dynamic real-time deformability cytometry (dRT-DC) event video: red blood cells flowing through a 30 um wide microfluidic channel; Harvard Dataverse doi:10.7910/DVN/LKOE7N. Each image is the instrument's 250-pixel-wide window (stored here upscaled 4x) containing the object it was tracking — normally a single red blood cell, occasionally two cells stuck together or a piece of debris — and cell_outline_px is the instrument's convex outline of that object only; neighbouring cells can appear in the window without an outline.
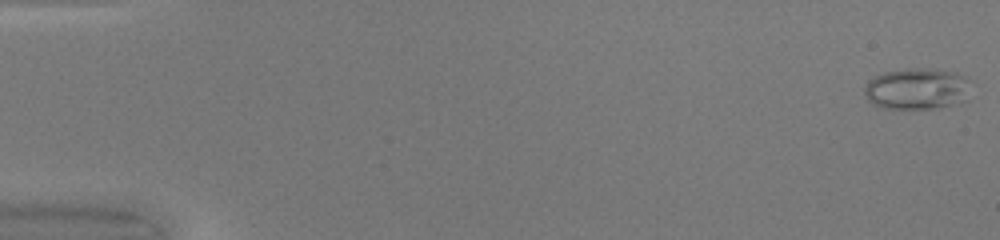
{"species": "common noctule bat (a hibernating species)", "species_latin": "Nyctalus noctula", "temperature_condition": "warm", "stored_images_in_passage": 49, "camera_frame_rate_fps": 3000, "um_per_image_px": 0.085, "animal": {"sex": "female", "body_mass_g": 20.0, "forearm_length_mm": 54.0}, "frame": {"image": 1, "passage_image": 1, "time_ms": 0.0, "image_size_px": [1000, 240], "cell_outline_px": [[968, 100], [960, 104], [936, 108], [884, 108], [872, 104], [868, 100], [864, 92], [864, 88], [868, 80], [884, 72], [904, 68], [928, 68], [956, 72], [964, 76], [968, 80]], "centroid_in_image_um": [77.96, 7.54], "position_along_channel_um": 7.0, "area_um2": 25.95}}
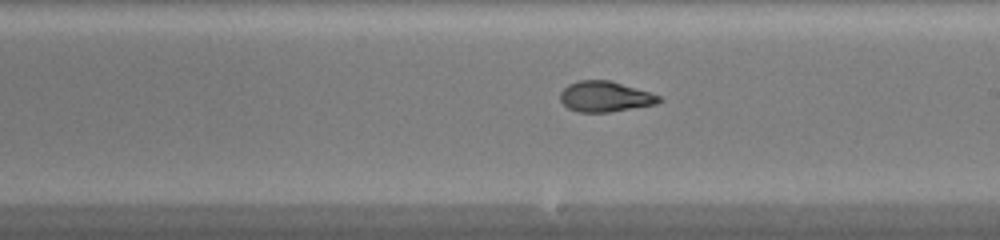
{"frame": {"image": 2, "passage_image": 29, "time_ms": 9.333, "image_size_px": [1000, 240], "cell_outline_px": [[664, 100], [656, 104], [608, 112], [576, 112], [568, 108], [560, 100], [560, 92], [568, 84], [580, 80], [608, 80], [648, 92], [660, 96]], "centroid_in_image_um": [51.4, 8.22], "position_along_channel_um": 237.6, "area_um2": 17.4}}
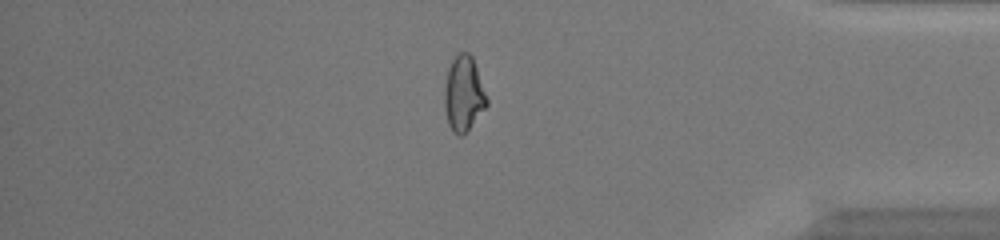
{"frame": {"image": 3, "passage_image": 42, "time_ms": 13.667, "image_size_px": [1000, 240], "cell_outline_px": [[488, 104], [468, 128], [460, 136], [452, 132], [448, 124], [444, 108], [444, 88], [448, 68], [452, 60], [460, 52], [468, 52], [472, 56], [488, 100]], "centroid_in_image_um": [39.38, 7.96], "position_along_channel_um": 395.8, "area_um2": 18.26}, "authors_computed_cell_mechanics": {"area_um2": 19.3052, "velocity_mm_per_s": 4.2631, "shape_relaxation_time_tau1_ms": null, "shape_relaxation_time_tau2_ms": 1.4204, "deformation_change_tau1": null, "deformation_change_tau2": 0.0721}}